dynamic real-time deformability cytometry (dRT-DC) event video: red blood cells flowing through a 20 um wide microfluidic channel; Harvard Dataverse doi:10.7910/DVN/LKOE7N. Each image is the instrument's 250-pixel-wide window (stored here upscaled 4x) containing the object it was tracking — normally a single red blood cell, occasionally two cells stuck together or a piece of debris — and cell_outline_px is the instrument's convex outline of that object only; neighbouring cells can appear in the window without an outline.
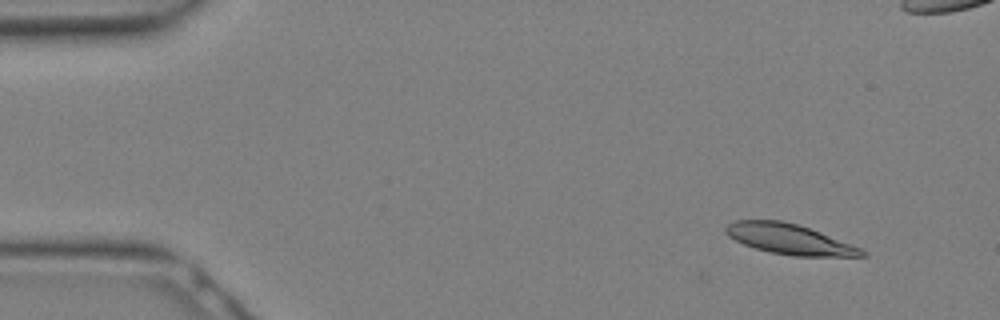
{"species": "Egyptian fruit bat (a non-hibernating species)", "species_latin": "Rousettus aegyptiacus", "temperature_condition": "warm", "stored_images_in_passage": 4, "camera_frame_rate_fps": 3000, "um_per_image_px": 0.085, "animal": {"sex": "female"}, "frame": {"image": 1, "passage_image": 2, "time_ms": 0.333, "image_size_px": [1000, 320], "cell_outline_px": [[868, 256], [792, 256], [768, 252], [744, 244], [728, 236], [724, 232], [724, 228], [728, 224], [736, 220], [780, 220], [796, 224], [820, 232], [860, 248], [868, 252]], "centroid_in_image_um": [67.07, 20.33], "position_along_channel_um": 17.9, "area_um2": 23.81}}